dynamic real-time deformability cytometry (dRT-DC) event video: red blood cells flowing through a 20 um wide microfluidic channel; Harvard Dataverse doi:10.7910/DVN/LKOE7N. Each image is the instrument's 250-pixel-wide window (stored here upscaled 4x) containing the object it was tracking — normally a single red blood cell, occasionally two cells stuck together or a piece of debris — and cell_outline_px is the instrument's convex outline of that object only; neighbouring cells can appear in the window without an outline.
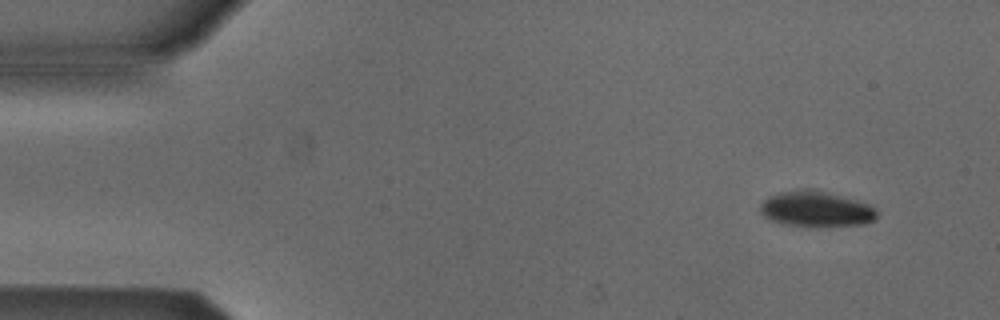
{"species": "Egyptian fruit bat (a non-hibernating species)", "species_latin": "Rousettus aegyptiacus", "temperature_condition": "cold", "stored_images_in_passage": 5, "camera_frame_rate_fps": 3000, "um_per_image_px": 0.085, "animal": {"sex": "male"}, "frame": {"image": 1, "passage_image": 2, "time_ms": 1.333, "image_size_px": [1000, 320], "cell_outline_px": [[876, 220], [864, 224], [788, 224], [772, 220], [760, 208], [760, 204], [768, 196], [780, 192], [804, 188], [816, 188], [856, 200], [868, 204], [876, 212]], "centroid_in_image_um": [69.38, 17.7], "position_along_channel_um": 15.6, "area_um2": 23.24}}
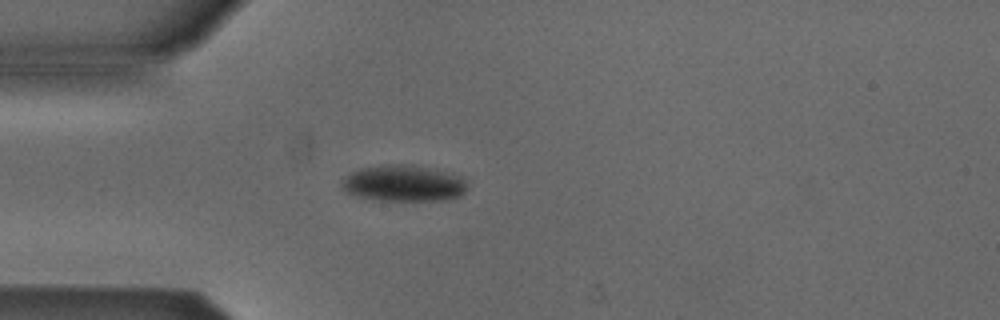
{"frame": {"image": 2, "passage_image": 5, "time_ms": 4.667, "image_size_px": [1000, 320], "cell_outline_px": [[468, 188], [460, 196], [444, 200], [380, 200], [356, 196], [348, 192], [340, 184], [340, 180], [344, 176], [360, 168], [380, 164], [412, 164], [460, 176], [468, 184]], "centroid_in_image_um": [34.28, 15.57], "position_along_channel_um": 50.7, "area_um2": 26.59}}